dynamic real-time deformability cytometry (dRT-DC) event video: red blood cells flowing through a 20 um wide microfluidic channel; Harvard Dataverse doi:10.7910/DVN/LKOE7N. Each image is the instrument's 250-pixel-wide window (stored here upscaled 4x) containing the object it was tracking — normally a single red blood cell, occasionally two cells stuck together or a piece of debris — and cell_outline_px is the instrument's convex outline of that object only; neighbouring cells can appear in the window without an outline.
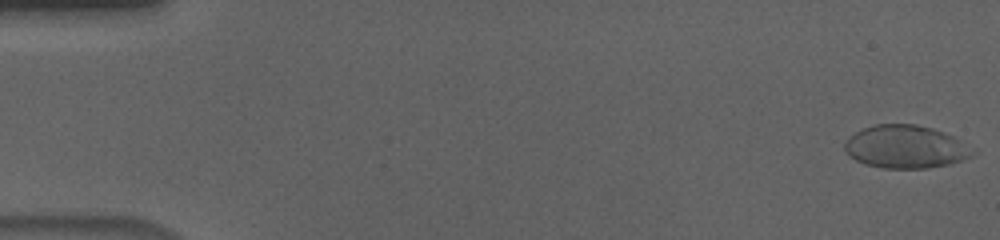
{"species": "human", "species_latin": "Homo sapiens", "temperature_condition": "cold", "stored_images_in_passage": 56, "camera_frame_rate_fps": 3000, "um_per_image_px": 0.085, "donor": {"sex": "male"}, "frame": {"image": 1, "passage_image": 1, "time_ms": 0.0, "image_size_px": [1000, 240], "cell_outline_px": [[976, 152], [972, 156], [948, 164], [928, 168], [884, 168], [864, 164], [856, 160], [844, 148], [844, 144], [848, 136], [864, 128], [876, 124], [916, 124], [932, 128], [944, 132], [976, 148]], "centroid_in_image_um": [77.01, 12.47], "position_along_channel_um": 8.0, "area_um2": 32.02}}
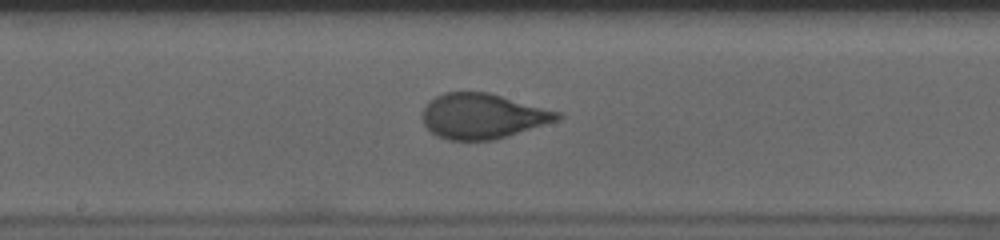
{"frame": {"image": 2, "passage_image": 30, "time_ms": 9.667, "image_size_px": [1000, 240], "cell_outline_px": [[564, 116], [560, 120], [508, 136], [492, 140], [448, 140], [436, 136], [424, 124], [424, 108], [436, 96], [444, 92], [488, 92], [560, 112]], "centroid_in_image_um": [41.06, 9.88], "position_along_channel_um": 207.1, "area_um2": 35.32}}
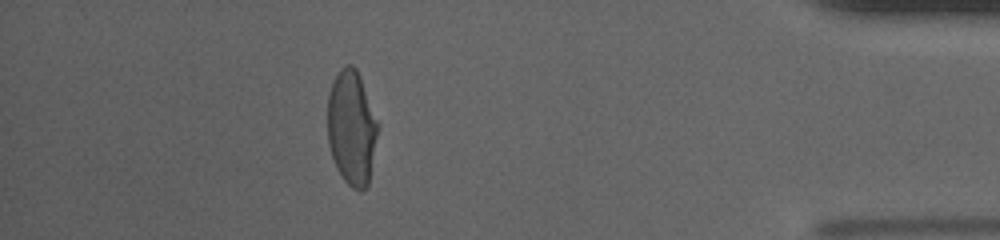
{"frame": {"image": 3, "passage_image": 50, "time_ms": 16.333, "image_size_px": [1000, 240], "cell_outline_px": [[380, 128], [368, 184], [360, 192], [352, 188], [344, 180], [336, 168], [328, 144], [328, 92], [332, 80], [340, 68], [344, 64], [352, 64], [356, 68], [360, 76], [380, 124]], "centroid_in_image_um": [29.91, 10.83], "position_along_channel_um": 405.3, "area_um2": 34.28}, "authors_computed_cell_mechanics": {"area_um2": 34.5933, "velocity_mm_per_s": 3.6575, "shape_relaxation_time_tau1_ms": 5.0532, "shape_relaxation_time_tau2_ms": null, "deformation_change_tau1": 0.2071, "deformation_change_tau2": null}}